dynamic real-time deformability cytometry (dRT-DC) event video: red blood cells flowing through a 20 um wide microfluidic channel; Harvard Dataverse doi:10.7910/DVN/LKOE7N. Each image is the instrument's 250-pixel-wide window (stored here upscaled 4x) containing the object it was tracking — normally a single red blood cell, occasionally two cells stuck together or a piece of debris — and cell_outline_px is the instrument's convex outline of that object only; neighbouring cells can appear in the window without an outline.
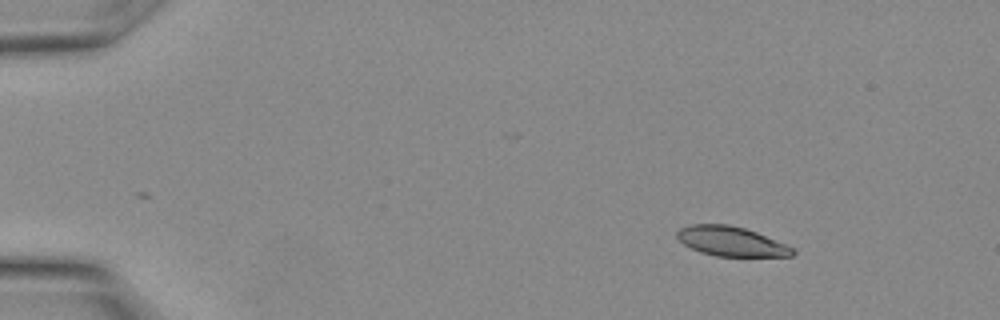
{"species": "Egyptian fruit bat (a non-hibernating species)", "species_latin": "Rousettus aegyptiacus", "temperature_condition": "warm", "stored_images_in_passage": 14, "camera_frame_rate_fps": 3000, "um_per_image_px": 0.085, "animal": {"sex": "female"}, "frame": {"image": 1, "passage_image": 1, "time_ms": 0.0, "image_size_px": [1000, 320], "cell_outline_px": [[796, 252], [792, 256], [716, 256], [700, 252], [684, 244], [676, 236], [676, 232], [680, 228], [692, 224], [728, 224], [744, 228], [756, 232], [796, 248]], "centroid_in_image_um": [62.17, 20.51], "position_along_channel_um": 22.8, "area_um2": 19.88}}
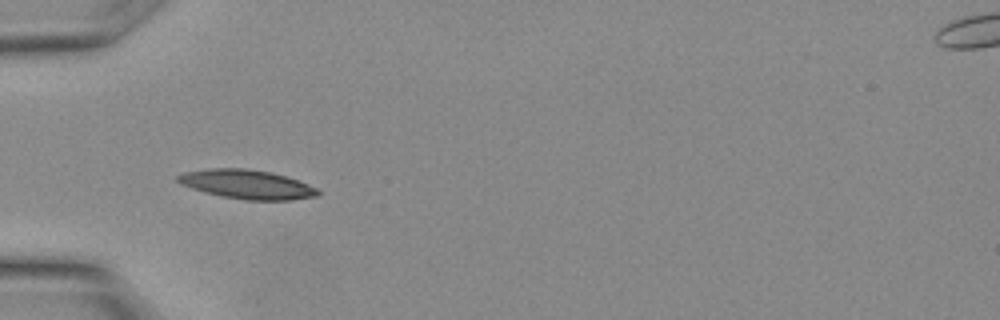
{"frame": {"image": 2, "passage_image": 7, "time_ms": 2.0, "image_size_px": [1000, 320], "cell_outline_px": [[320, 196], [292, 200], [244, 200], [220, 196], [204, 192], [180, 184], [176, 180], [176, 176], [184, 172], [208, 168], [244, 168], [268, 172], [284, 176], [308, 184], [316, 188], [320, 192]], "centroid_in_image_um": [20.97, 15.68], "position_along_channel_um": 64.0, "area_um2": 23.76}}
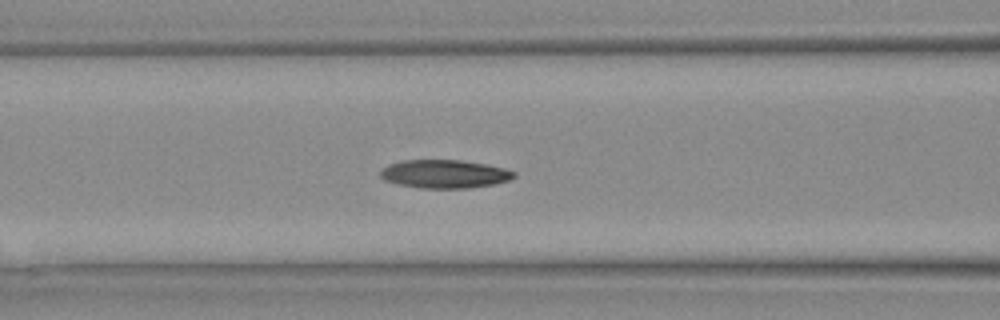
{"frame": {"image": 3, "passage_image": 10, "time_ms": 3.0, "image_size_px": [1000, 320], "cell_outline_px": [[516, 176], [508, 180], [492, 184], [468, 188], [420, 188], [396, 184], [384, 180], [380, 176], [380, 172], [388, 164], [404, 160], [460, 160], [484, 164], [504, 168], [516, 172]], "centroid_in_image_um": [37.76, 14.79], "position_along_channel_um": 128.8, "area_um2": 21.96}}